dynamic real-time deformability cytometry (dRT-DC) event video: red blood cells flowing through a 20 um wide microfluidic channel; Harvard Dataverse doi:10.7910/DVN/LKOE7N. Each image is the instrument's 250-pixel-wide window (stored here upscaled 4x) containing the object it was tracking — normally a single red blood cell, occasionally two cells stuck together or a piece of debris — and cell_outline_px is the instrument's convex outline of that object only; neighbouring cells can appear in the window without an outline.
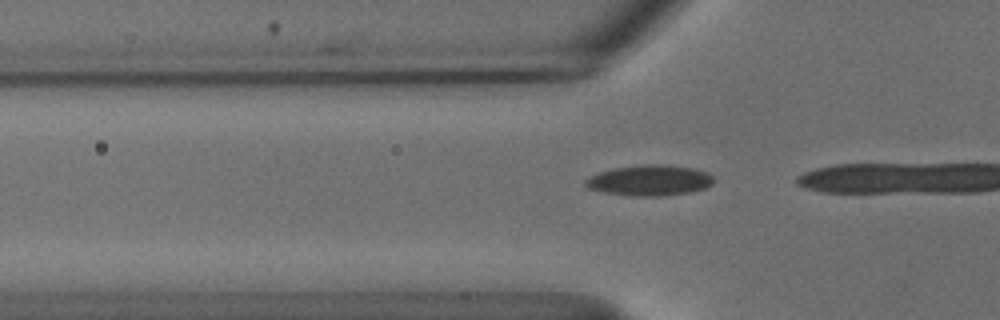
{"species": "common noctule bat (a hibernating species)", "species_latin": "Nyctalus noctula", "temperature_condition": "cold", "stored_images_in_passage": 5, "camera_frame_rate_fps": 3000, "um_per_image_px": 0.085, "animal": {"sex": "male", "body_mass_g": 18.8}, "frame": {"image": 1, "passage_image": 2, "time_ms": 0.333, "image_size_px": [1000, 320], "cell_outline_px": [[712, 184], [704, 188], [688, 192], [660, 196], [632, 196], [604, 192], [588, 188], [584, 184], [584, 180], [588, 176], [600, 172], [616, 168], [644, 164], [664, 164], [692, 168], [708, 172], [712, 176]], "centroid_in_image_um": [55.19, 15.33], "position_along_channel_um": 70.6, "area_um2": 22.77}}